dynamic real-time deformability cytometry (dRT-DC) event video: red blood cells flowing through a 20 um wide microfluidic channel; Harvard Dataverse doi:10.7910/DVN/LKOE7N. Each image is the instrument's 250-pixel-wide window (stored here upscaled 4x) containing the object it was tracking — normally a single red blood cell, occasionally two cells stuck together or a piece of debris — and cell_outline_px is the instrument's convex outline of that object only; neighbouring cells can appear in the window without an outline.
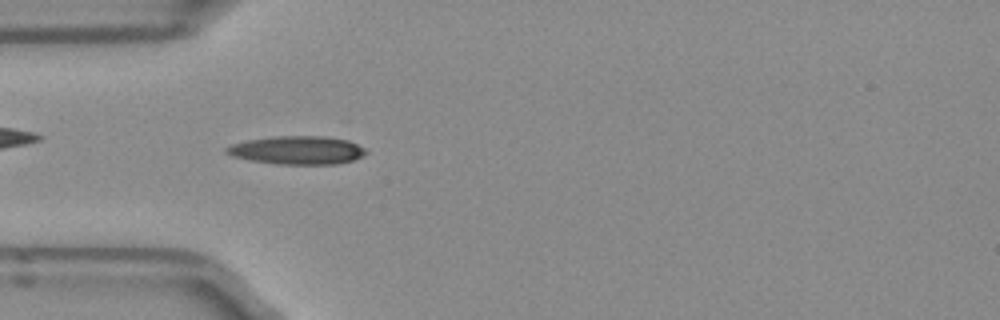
{"species": "Egyptian fruit bat (a non-hibernating species)", "species_latin": "Rousettus aegyptiacus", "temperature_condition": "room temperature", "stored_images_in_passage": 6, "camera_frame_rate_fps": 3000, "um_per_image_px": 0.085, "frame": {"image": 1, "passage_image": 5, "time_ms": 1.333, "image_size_px": [1000, 320], "cell_outline_px": [[368, 152], [364, 156], [352, 160], [336, 164], [276, 164], [252, 160], [232, 156], [224, 152], [224, 148], [232, 144], [248, 140], [276, 136], [324, 136], [348, 140], [364, 148]], "centroid_in_image_um": [25.27, 12.76], "position_along_channel_um": 59.7, "area_um2": 22.95}}
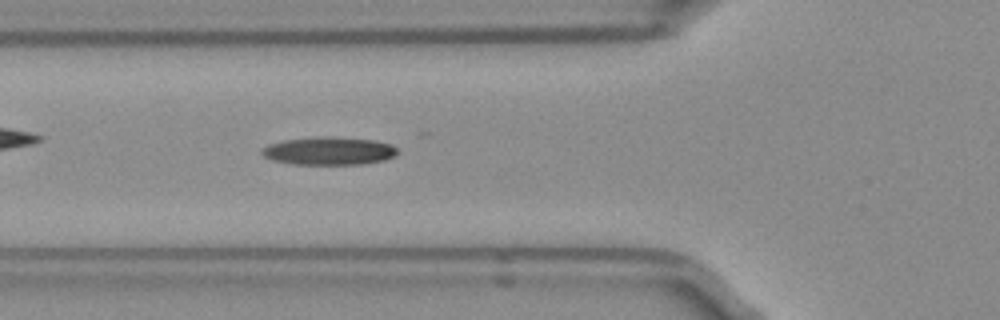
{"frame": {"image": 2, "passage_image": 6, "time_ms": 1.667, "image_size_px": [1000, 320], "cell_outline_px": [[400, 152], [384, 160], [360, 164], [292, 164], [272, 160], [264, 156], [260, 152], [268, 144], [284, 140], [372, 140], [392, 144]], "centroid_in_image_um": [27.96, 12.89], "position_along_channel_um": 97.8, "area_um2": 20.63}}